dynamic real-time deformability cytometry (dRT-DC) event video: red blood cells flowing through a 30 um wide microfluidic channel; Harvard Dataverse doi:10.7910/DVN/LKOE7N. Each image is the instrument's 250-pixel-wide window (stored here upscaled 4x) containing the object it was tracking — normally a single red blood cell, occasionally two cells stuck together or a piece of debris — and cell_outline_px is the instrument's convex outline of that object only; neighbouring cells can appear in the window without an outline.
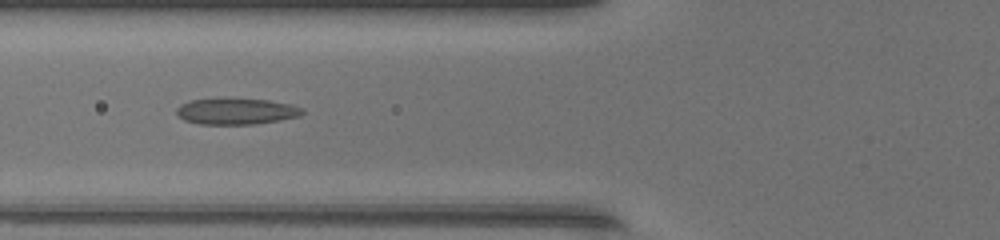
{"species": "common noctule bat (a hibernating species)", "species_latin": "Nyctalus noctula", "temperature_condition": "warm", "stored_images_in_passage": 34, "camera_frame_rate_fps": 3000, "um_per_image_px": 0.085, "animal": {"sex": "female", "body_mass_g": 17.0, "forearm_length_mm": 48.0}, "frame": {"image": 1, "passage_image": 5, "time_ms": 1.333, "image_size_px": [1000, 240], "cell_outline_px": [[304, 112], [300, 116], [280, 120], [256, 124], [200, 124], [184, 120], [176, 112], [176, 108], [180, 104], [192, 100], [268, 100], [292, 104], [304, 108]], "centroid_in_image_um": [20.13, 9.49], "position_along_channel_um": 105.7, "area_um2": 18.79}}
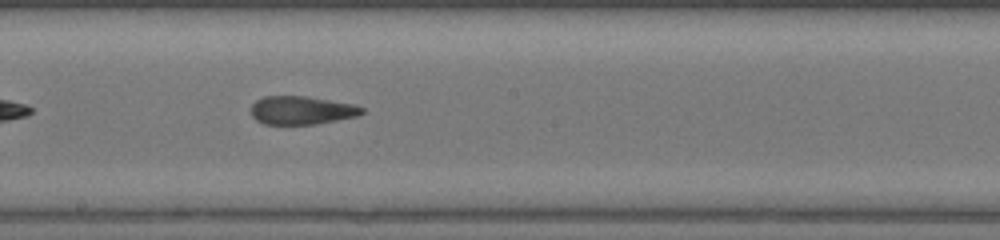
{"frame": {"image": 2, "passage_image": 13, "time_ms": 4.0, "image_size_px": [1000, 240], "cell_outline_px": [[364, 112], [356, 116], [316, 124], [264, 124], [256, 120], [252, 116], [252, 104], [256, 100], [264, 96], [308, 96], [356, 104], [364, 108]], "centroid_in_image_um": [25.65, 9.36], "position_along_channel_um": 222.6, "area_um2": 18.38}}
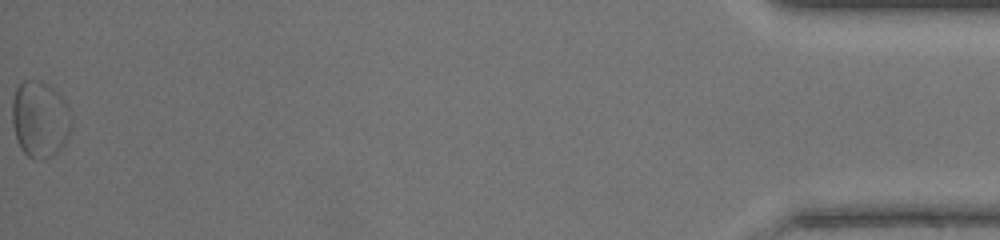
{"frame": {"image": 3, "passage_image": 34, "time_ms": 11.0, "image_size_px": [1000, 240], "cell_outline_px": [[72, 124], [68, 136], [64, 144], [56, 152], [44, 160], [32, 160], [20, 148], [16, 140], [12, 120], [12, 100], [16, 88], [24, 80], [40, 80], [48, 84], [68, 104], [72, 120]], "centroid_in_image_um": [3.39, 10.14], "position_along_channel_um": 431.8, "area_um2": 26.65}, "authors_computed_cell_mechanics": {"area_um2": 18.8139, "velocity_mm_per_s": 4.385, "shape_relaxation_time_tau1_ms": null, "shape_relaxation_time_tau2_ms": 1.7243, "deformation_change_tau1": null, "deformation_change_tau2": 0.114}}